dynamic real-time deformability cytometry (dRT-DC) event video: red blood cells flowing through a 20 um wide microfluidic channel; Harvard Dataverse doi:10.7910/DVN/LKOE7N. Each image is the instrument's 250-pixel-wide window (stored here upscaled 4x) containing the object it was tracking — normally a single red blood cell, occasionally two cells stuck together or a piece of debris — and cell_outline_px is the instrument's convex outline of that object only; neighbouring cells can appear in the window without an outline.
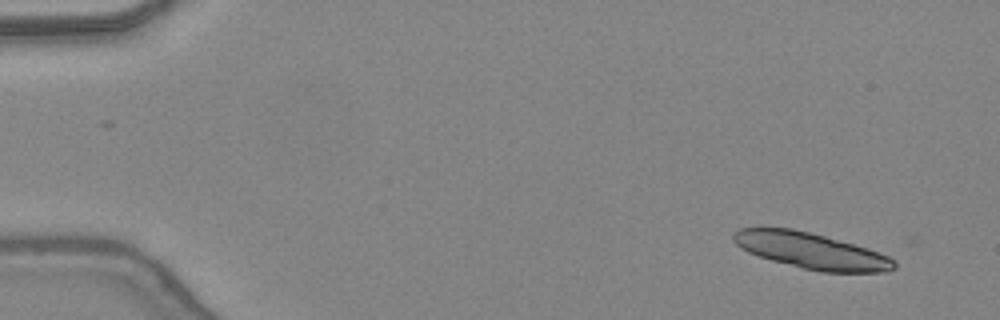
{"species": "common noctule bat (a hibernating species)", "species_latin": "Nyctalus noctula", "temperature_condition": "warm", "stored_images_in_passage": 2, "camera_frame_rate_fps": 3000, "um_per_image_px": 0.085, "animal": {"sex": "female", "body_mass_g": 24.6, "forearm_length_mm": 56.2}, "frame": {"image": 1, "passage_image": 1, "time_ms": 0.0, "image_size_px": [1000, 320], "cell_outline_px": [[896, 268], [888, 272], [820, 272], [772, 260], [748, 252], [740, 248], [732, 240], [732, 236], [740, 228], [792, 228], [824, 236], [868, 248], [888, 256], [896, 260]], "centroid_in_image_um": [68.98, 21.32], "position_along_channel_um": 16.0, "area_um2": 33.47}}